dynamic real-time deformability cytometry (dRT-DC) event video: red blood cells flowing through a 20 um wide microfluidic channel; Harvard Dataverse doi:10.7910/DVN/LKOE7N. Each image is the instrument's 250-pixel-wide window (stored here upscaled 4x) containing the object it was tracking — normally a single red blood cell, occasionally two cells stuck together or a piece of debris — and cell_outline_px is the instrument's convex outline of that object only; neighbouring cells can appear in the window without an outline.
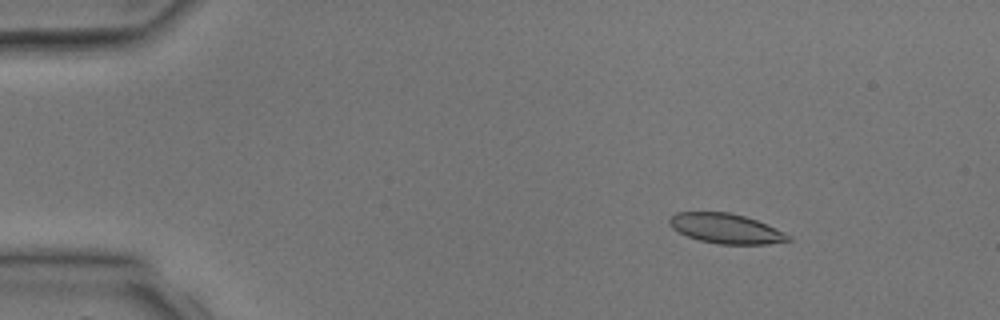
{"species": "common noctule bat (a hibernating species)", "species_latin": "Nyctalus noctula", "temperature_condition": "room temperature", "stored_images_in_passage": 4, "camera_frame_rate_fps": 3000, "um_per_image_px": 0.085, "animal": {"sex": "male", "body_mass_g": 17.9, "forearm_length_mm": 54.2}, "frame": {"image": 1, "passage_image": 2, "time_ms": 1.333, "image_size_px": [1000, 320], "cell_outline_px": [[792, 240], [768, 244], [720, 244], [700, 240], [688, 236], [672, 228], [668, 224], [668, 216], [676, 212], [728, 212], [744, 216], [756, 220], [784, 232], [792, 236]], "centroid_in_image_um": [61.68, 19.42], "position_along_channel_um": 23.3, "area_um2": 20.63}}
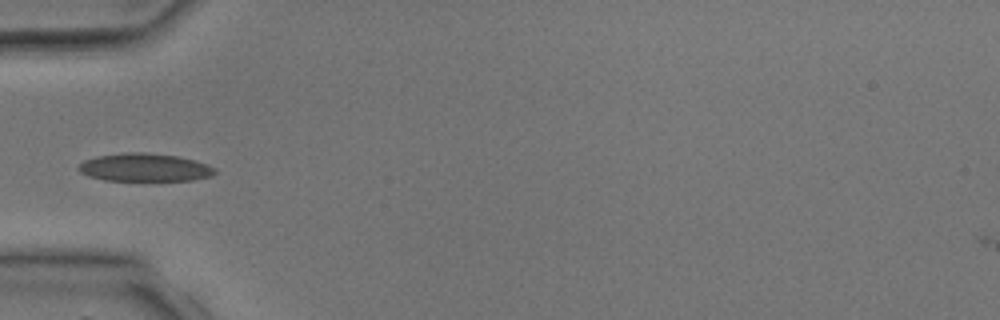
{"frame": {"image": 2, "passage_image": 4, "time_ms": 4.0, "image_size_px": [1000, 320], "cell_outline_px": [[216, 172], [212, 176], [192, 180], [104, 180], [88, 176], [80, 172], [76, 168], [84, 160], [96, 156], [124, 152], [144, 152], [176, 156], [196, 160], [208, 164], [216, 168]], "centroid_in_image_um": [12.29, 14.22], "position_along_channel_um": 72.7, "area_um2": 22.37}}